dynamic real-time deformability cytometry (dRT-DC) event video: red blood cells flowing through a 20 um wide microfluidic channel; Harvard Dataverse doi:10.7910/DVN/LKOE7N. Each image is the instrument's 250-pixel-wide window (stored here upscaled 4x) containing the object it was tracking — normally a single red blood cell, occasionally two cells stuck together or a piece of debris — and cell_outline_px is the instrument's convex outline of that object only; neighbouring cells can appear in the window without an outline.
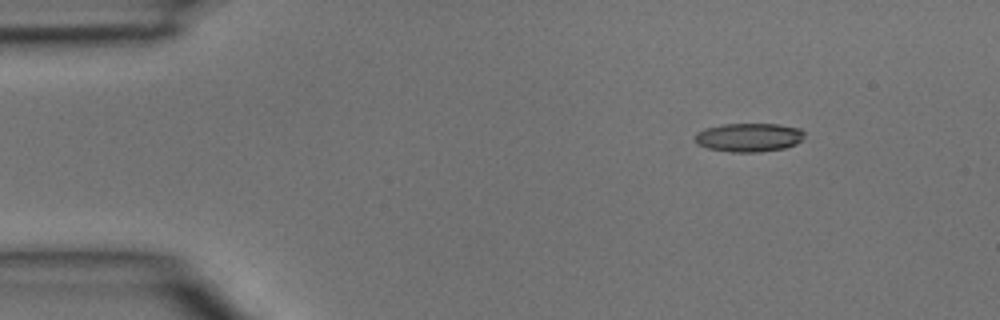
{"species": "common noctule bat (a hibernating species)", "species_latin": "Nyctalus noctula", "temperature_condition": "room temperature", "stored_images_in_passage": 4, "camera_frame_rate_fps": 3000, "um_per_image_px": 0.085, "animal": {"sex": "male", "body_mass_g": 15.6}, "frame": {"image": 1, "passage_image": 2, "time_ms": 0.333, "image_size_px": [1000, 320], "cell_outline_px": [[804, 136], [796, 144], [784, 148], [760, 152], [732, 152], [708, 148], [696, 144], [696, 132], [704, 128], [724, 124], [780, 124], [800, 128], [804, 132]], "centroid_in_image_um": [63.65, 11.67], "position_along_channel_um": 21.3, "area_um2": 18.32}}
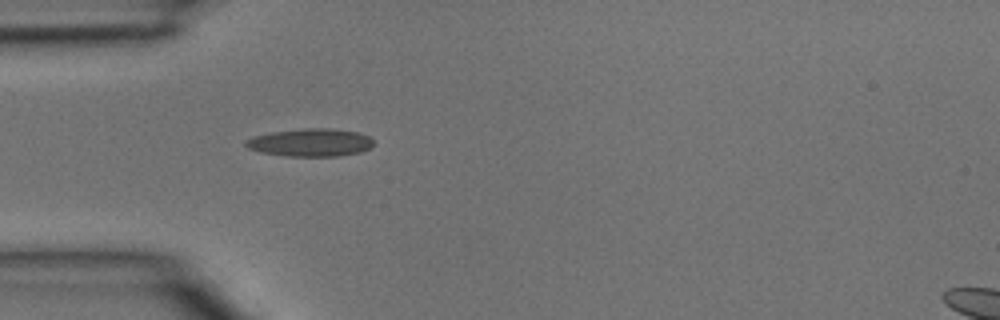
{"frame": {"image": 2, "passage_image": 4, "time_ms": 1.0, "image_size_px": [1000, 320], "cell_outline_px": [[376, 144], [360, 152], [340, 156], [288, 156], [260, 152], [248, 148], [244, 144], [244, 140], [252, 136], [272, 132], [304, 128], [328, 128], [356, 132], [368, 136]], "centroid_in_image_um": [26.36, 12.11], "position_along_channel_um": 58.6, "area_um2": 20.75}}